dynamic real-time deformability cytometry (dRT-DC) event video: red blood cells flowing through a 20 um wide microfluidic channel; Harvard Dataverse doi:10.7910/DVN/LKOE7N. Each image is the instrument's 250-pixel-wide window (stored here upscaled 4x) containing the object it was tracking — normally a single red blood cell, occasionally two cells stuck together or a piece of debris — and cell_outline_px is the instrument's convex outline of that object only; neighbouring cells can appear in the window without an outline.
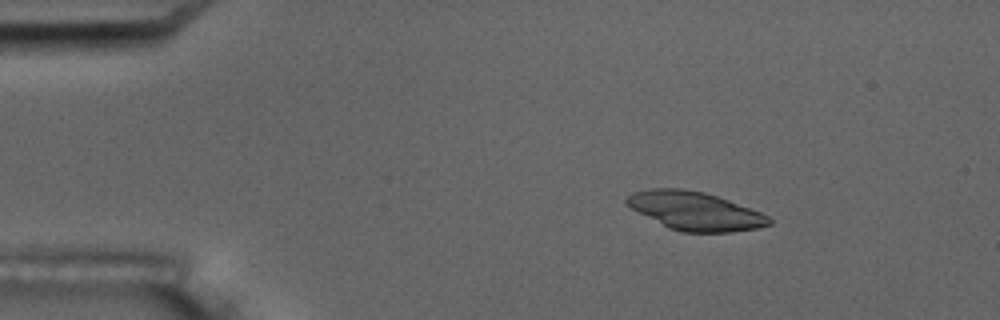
{"species": "common noctule bat (a hibernating species)", "species_latin": "Nyctalus noctula", "temperature_condition": "room temperature", "stored_images_in_passage": 4, "camera_frame_rate_fps": 3000, "um_per_image_px": 0.085, "animal": {"sex": "male", "body_mass_g": 17.5, "forearm_length_mm": 52.3}, "frame": {"image": 1, "passage_image": 2, "time_ms": 1.0, "image_size_px": [1000, 320], "cell_outline_px": [[772, 224], [760, 228], [732, 232], [680, 232], [668, 228], [624, 204], [624, 200], [632, 192], [652, 188], [680, 188], [704, 192], [728, 200], [760, 212], [768, 216], [772, 220]], "centroid_in_image_um": [59.07, 17.94], "position_along_channel_um": 25.9, "area_um2": 31.85}}